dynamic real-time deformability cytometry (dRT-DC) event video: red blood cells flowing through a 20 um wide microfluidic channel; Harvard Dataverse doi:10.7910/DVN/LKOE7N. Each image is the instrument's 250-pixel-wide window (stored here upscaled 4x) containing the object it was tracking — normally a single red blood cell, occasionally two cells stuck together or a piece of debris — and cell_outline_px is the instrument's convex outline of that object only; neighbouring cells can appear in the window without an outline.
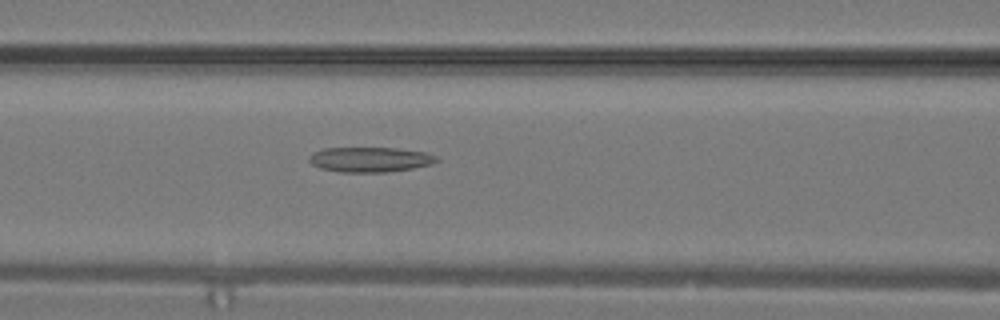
{"species": "common noctule bat (a hibernating species)", "species_latin": "Nyctalus noctula", "temperature_condition": "warm", "stored_images_in_passage": 16, "camera_frame_rate_fps": 3000, "um_per_image_px": 0.085, "animal": {"sex": "male", "body_mass_g": 19.2, "forearm_length_mm": 51.8}, "frame": {"image": 1, "passage_image": 13, "time_ms": 4.0, "image_size_px": [1000, 320], "cell_outline_px": [[440, 160], [432, 164], [412, 168], [388, 172], [340, 172], [320, 168], [312, 164], [308, 160], [308, 156], [312, 152], [324, 148], [396, 148], [424, 152], [436, 156]], "centroid_in_image_um": [31.43, 13.56], "position_along_channel_um": 135.2, "area_um2": 18.61}}
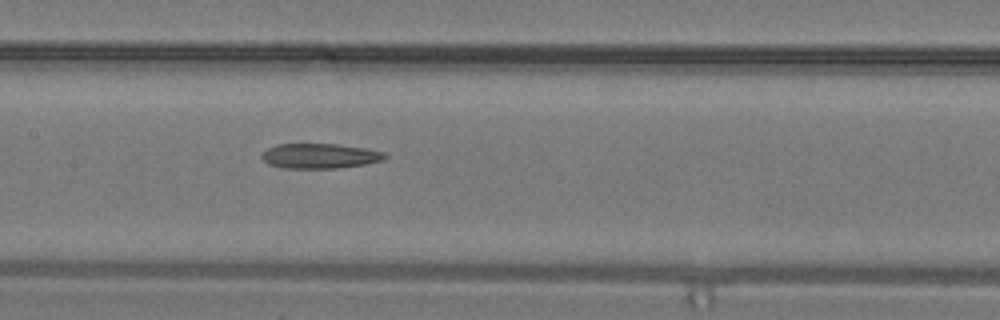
{"frame": {"image": 2, "passage_image": 15, "time_ms": 4.667, "image_size_px": [1000, 320], "cell_outline_px": [[388, 156], [384, 160], [364, 164], [340, 168], [284, 168], [268, 164], [260, 156], [268, 148], [276, 144], [340, 144], [364, 148], [384, 152]], "centroid_in_image_um": [27.19, 13.25], "position_along_channel_um": 180.2, "area_um2": 17.92}}